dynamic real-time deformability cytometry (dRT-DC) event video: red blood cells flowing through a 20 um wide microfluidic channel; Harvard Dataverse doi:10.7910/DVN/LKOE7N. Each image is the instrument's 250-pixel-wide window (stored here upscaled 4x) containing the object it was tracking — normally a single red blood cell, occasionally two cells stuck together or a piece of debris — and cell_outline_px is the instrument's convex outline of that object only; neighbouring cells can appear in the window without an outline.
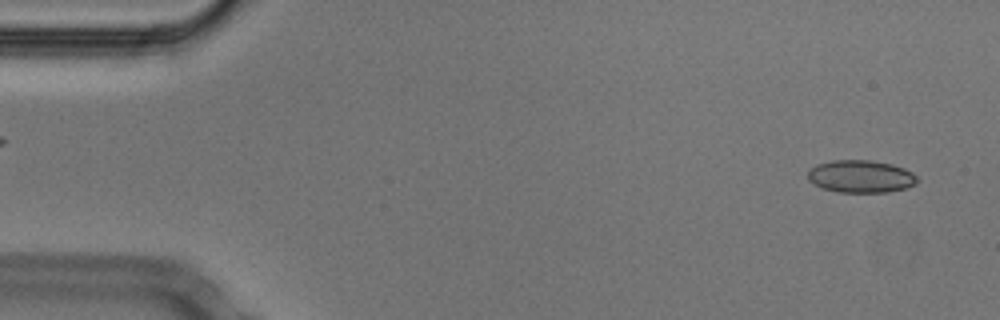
{"species": "Egyptian fruit bat (a non-hibernating species)", "species_latin": "Rousettus aegyptiacus", "temperature_condition": "cold", "stored_images_in_passage": 52, "camera_frame_rate_fps": 3000, "um_per_image_px": 0.085, "animal": {"sex": "male"}, "frame": {"image": 1, "passage_image": 2, "time_ms": 0.333, "image_size_px": [1000, 320], "cell_outline_px": [[920, 180], [916, 184], [904, 188], [888, 192], [836, 192], [820, 188], [808, 180], [808, 172], [816, 164], [832, 160], [872, 160], [892, 164], [904, 168], [912, 172]], "centroid_in_image_um": [73.17, 14.99], "position_along_channel_um": 11.8, "area_um2": 20.92}}
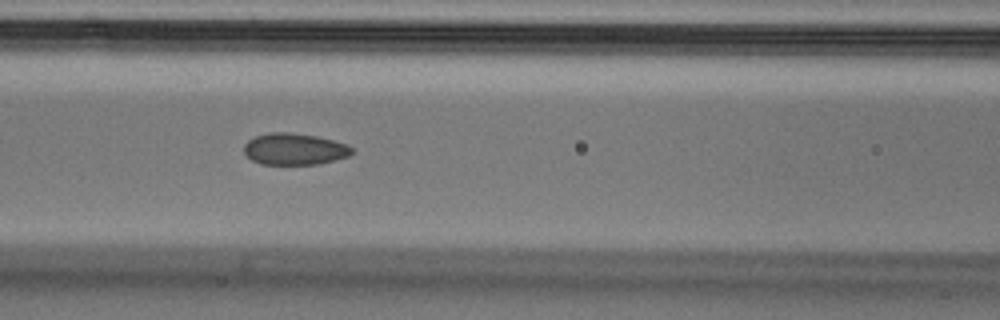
{"frame": {"image": 2, "passage_image": 21, "time_ms": 6.667, "image_size_px": [1000, 320], "cell_outline_px": [[352, 152], [348, 156], [320, 164], [260, 164], [252, 160], [244, 152], [244, 144], [248, 140], [256, 136], [272, 132], [288, 132], [316, 136], [348, 144], [352, 148]], "centroid_in_image_um": [25.02, 12.67], "position_along_channel_um": 141.6, "area_um2": 19.77}}
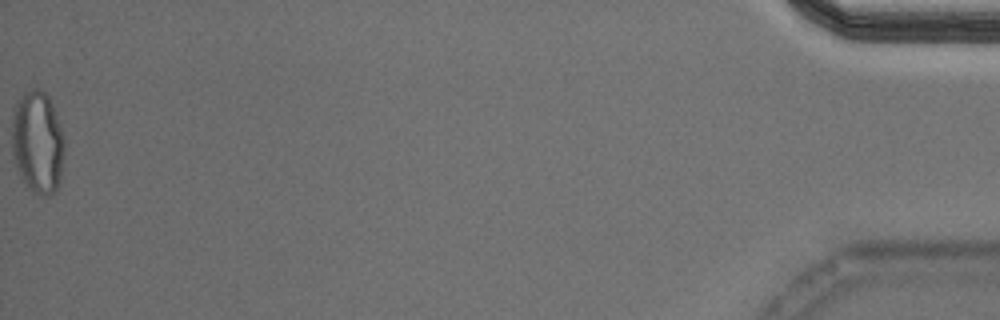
{"frame": {"image": 3, "passage_image": 52, "time_ms": 17.0, "image_size_px": [1000, 320], "cell_outline_px": [[64, 156], [60, 184], [48, 196], [44, 196], [32, 192], [16, 168], [12, 156], [12, 112], [16, 100], [24, 92], [32, 88], [40, 88], [48, 96], [52, 104], [64, 136]], "centroid_in_image_um": [3.19, 12.07], "position_along_channel_um": 432.0, "area_um2": 31.85}, "authors_computed_cell_mechanics": {"area_um2": 20.7213, "velocity_mm_per_s": 3.7851, "shape_relaxation_time_tau1_ms": null, "shape_relaxation_time_tau2_ms": 1.7815, "deformation_change_tau1": null, "deformation_change_tau2": 0.0616}}